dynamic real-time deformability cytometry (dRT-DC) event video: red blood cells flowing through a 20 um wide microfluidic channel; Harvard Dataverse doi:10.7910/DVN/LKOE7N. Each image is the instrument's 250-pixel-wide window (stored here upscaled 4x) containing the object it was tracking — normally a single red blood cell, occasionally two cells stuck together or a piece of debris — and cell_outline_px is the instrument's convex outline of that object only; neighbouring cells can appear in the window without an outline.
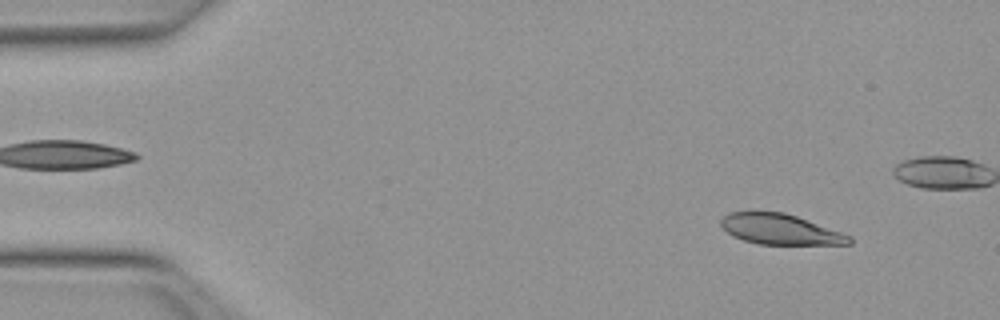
{"species": "Egyptian fruit bat (a non-hibernating species)", "species_latin": "Rousettus aegyptiacus", "temperature_condition": "warm", "stored_images_in_passage": 42, "camera_frame_rate_fps": 3000, "um_per_image_px": 0.085, "animal": {"sex": "female"}, "frame": {"image": 1, "passage_image": 5, "time_ms": 1.333, "image_size_px": [1000, 320], "cell_outline_px": [[852, 244], [760, 244], [744, 240], [728, 232], [720, 224], [720, 220], [724, 216], [732, 212], [784, 212], [796, 216], [852, 236]], "centroid_in_image_um": [66.34, 19.49], "position_along_channel_um": 18.7, "area_um2": 22.31}}
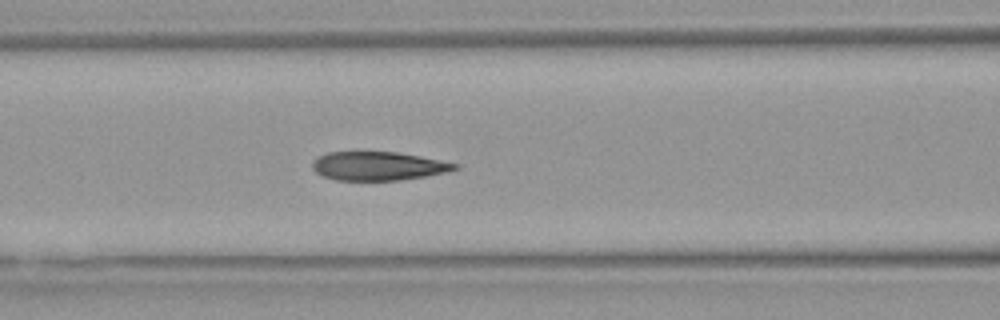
{"frame": {"image": 2, "passage_image": 21, "time_ms": 6.667, "image_size_px": [1000, 320], "cell_outline_px": [[460, 168], [444, 172], [424, 176], [400, 180], [336, 180], [324, 176], [316, 172], [312, 168], [312, 160], [316, 156], [328, 152], [396, 152], [420, 156], [460, 164]], "centroid_in_image_um": [32.12, 14.1], "position_along_channel_um": 134.5, "area_um2": 23.76}}
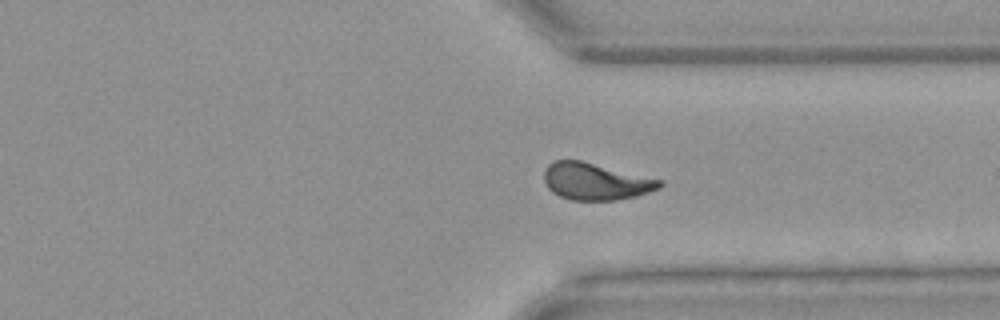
{"frame": {"image": 3, "passage_image": 38, "time_ms": 12.333, "image_size_px": [1000, 320], "cell_outline_px": [[664, 184], [660, 188], [636, 196], [616, 200], [572, 200], [560, 196], [552, 192], [548, 188], [544, 180], [544, 172], [548, 164], [552, 160], [580, 160], [660, 180]], "centroid_in_image_um": [50.59, 15.43], "position_along_channel_um": 360.8, "area_um2": 24.62}}